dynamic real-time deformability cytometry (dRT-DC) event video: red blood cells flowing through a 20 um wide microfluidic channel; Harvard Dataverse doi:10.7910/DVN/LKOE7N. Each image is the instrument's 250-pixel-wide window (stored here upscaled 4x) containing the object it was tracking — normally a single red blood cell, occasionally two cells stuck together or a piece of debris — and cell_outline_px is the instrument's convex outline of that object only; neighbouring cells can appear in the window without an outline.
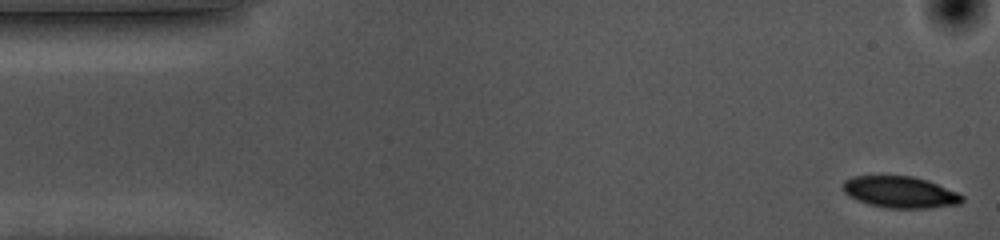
{"species": "common noctule bat (a hibernating species)", "species_latin": "Nyctalus noctula", "temperature_condition": "cold", "stored_images_in_passage": 54, "camera_frame_rate_fps": 3000, "um_per_image_px": 0.085, "animal": {"sex": "female", "body_mass_g": 10.0, "forearm_length_mm": 53.1}, "frame": {"image": 1, "passage_image": 1, "time_ms": 0.0, "image_size_px": [1000, 240], "cell_outline_px": [[964, 200], [960, 204], [928, 208], [888, 208], [868, 204], [856, 200], [848, 196], [844, 192], [844, 180], [852, 176], [912, 176], [928, 180], [956, 192], [964, 196]], "centroid_in_image_um": [76.51, 16.33], "position_along_channel_um": 8.5, "area_um2": 21.91}}
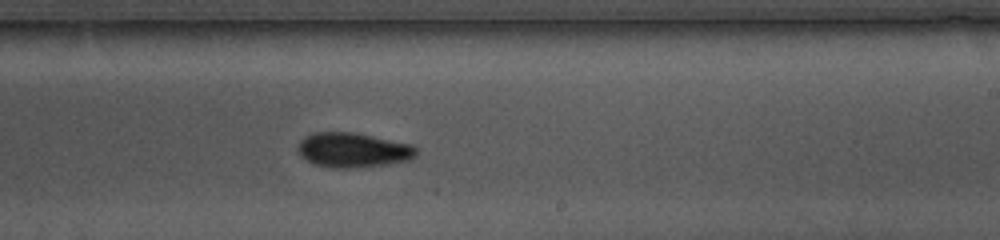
{"frame": {"image": 2, "passage_image": 31, "time_ms": 10.0, "image_size_px": [1000, 240], "cell_outline_px": [[416, 156], [408, 160], [384, 164], [348, 168], [336, 168], [316, 164], [300, 156], [300, 140], [304, 136], [316, 132], [352, 132], [412, 144], [416, 148]], "centroid_in_image_um": [30.01, 12.74], "position_along_channel_um": 259.0, "area_um2": 23.47}}
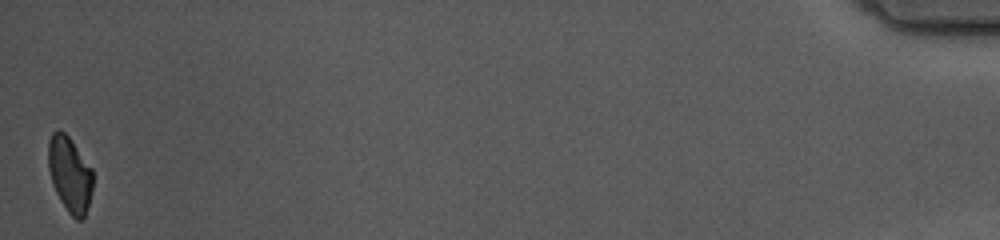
{"frame": {"image": 3, "passage_image": 54, "time_ms": 17.667, "image_size_px": [1000, 240], "cell_outline_px": [[92, 188], [88, 204], [84, 216], [80, 220], [76, 220], [68, 212], [60, 200], [52, 184], [48, 168], [48, 140], [52, 132], [64, 132], [68, 136], [92, 168]], "centroid_in_image_um": [5.91, 14.82], "position_along_channel_um": 429.3, "area_um2": 19.36}, "authors_computed_cell_mechanics": {"area_um2": 22.9755, "velocity_mm_per_s": 3.5566, "shape_relaxation_time_tau1_ms": 2.9655, "shape_relaxation_time_tau2_ms": null, "deformation_change_tau1": 0.1201, "deformation_change_tau2": null}}